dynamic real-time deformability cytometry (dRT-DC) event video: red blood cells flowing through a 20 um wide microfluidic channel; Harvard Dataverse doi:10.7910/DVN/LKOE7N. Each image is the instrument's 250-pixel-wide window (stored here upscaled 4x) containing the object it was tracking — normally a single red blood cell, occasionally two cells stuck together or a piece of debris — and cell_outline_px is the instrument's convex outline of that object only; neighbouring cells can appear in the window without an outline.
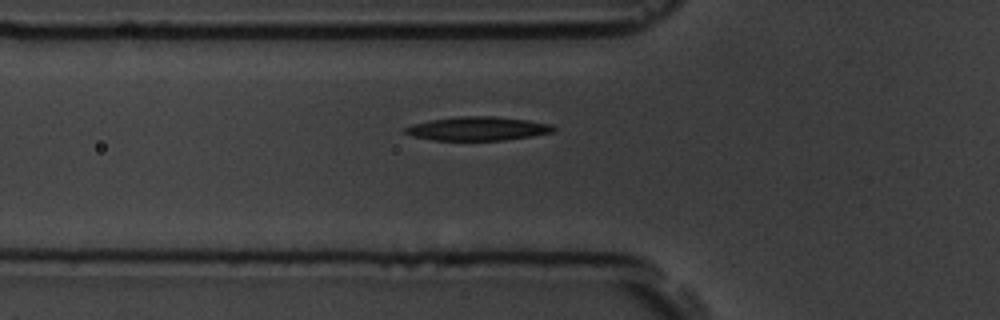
{"species": "common noctule bat (a hibernating species)", "species_latin": "Nyctalus noctula", "temperature_condition": "room temperature", "stored_images_in_passage": 38, "camera_frame_rate_fps": 3000, "um_per_image_px": 0.085, "animal": {"sex": "male", "body_mass_g": 19.5, "forearm_length_mm": 54.6}, "frame": {"image": 1, "passage_image": 7, "time_ms": 2.0, "image_size_px": [1000, 320], "cell_outline_px": [[556, 128], [552, 132], [532, 136], [504, 140], [432, 140], [412, 136], [400, 132], [400, 128], [412, 124], [432, 120], [460, 116], [492, 116], [528, 120], [552, 124]], "centroid_in_image_um": [40.54, 10.93], "position_along_channel_um": 85.3, "area_um2": 20.69}}
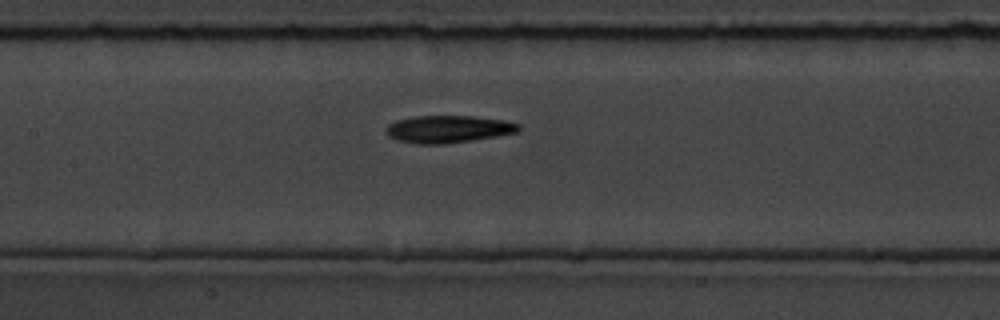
{"frame": {"image": 2, "passage_image": 14, "time_ms": 4.333, "image_size_px": [1000, 320], "cell_outline_px": [[520, 132], [496, 136], [444, 144], [416, 144], [396, 140], [388, 136], [384, 132], [384, 128], [388, 124], [396, 120], [416, 116], [472, 116], [504, 120], [520, 124]], "centroid_in_image_um": [38.06, 10.97], "position_along_channel_um": 169.3, "area_um2": 21.27}}
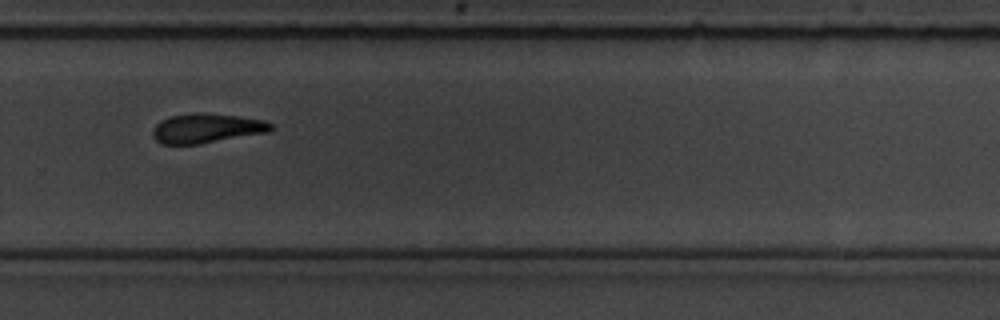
{"frame": {"image": 3, "passage_image": 26, "time_ms": 8.333, "image_size_px": [1000, 320], "cell_outline_px": [[272, 128], [268, 132], [196, 144], [160, 144], [152, 136], [152, 132], [156, 124], [160, 120], [168, 116], [240, 116], [264, 120], [272, 124]], "centroid_in_image_um": [17.53, 10.95], "position_along_channel_um": 312.3, "area_um2": 19.19}}